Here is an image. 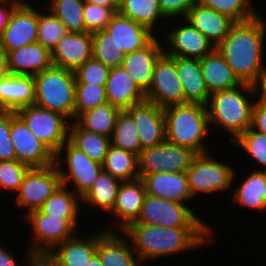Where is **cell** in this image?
<instances>
[{
  "instance_id": "obj_41",
  "label": "cell",
  "mask_w": 266,
  "mask_h": 266,
  "mask_svg": "<svg viewBox=\"0 0 266 266\" xmlns=\"http://www.w3.org/2000/svg\"><path fill=\"white\" fill-rule=\"evenodd\" d=\"M197 3L225 14L235 22H246L259 14L251 0H197Z\"/></svg>"
},
{
  "instance_id": "obj_51",
  "label": "cell",
  "mask_w": 266,
  "mask_h": 266,
  "mask_svg": "<svg viewBox=\"0 0 266 266\" xmlns=\"http://www.w3.org/2000/svg\"><path fill=\"white\" fill-rule=\"evenodd\" d=\"M7 6V7H6ZM18 6L12 1L0 0V38L1 33L5 30L13 10Z\"/></svg>"
},
{
  "instance_id": "obj_33",
  "label": "cell",
  "mask_w": 266,
  "mask_h": 266,
  "mask_svg": "<svg viewBox=\"0 0 266 266\" xmlns=\"http://www.w3.org/2000/svg\"><path fill=\"white\" fill-rule=\"evenodd\" d=\"M102 169L121 182L138 179V155L110 145Z\"/></svg>"
},
{
  "instance_id": "obj_50",
  "label": "cell",
  "mask_w": 266,
  "mask_h": 266,
  "mask_svg": "<svg viewBox=\"0 0 266 266\" xmlns=\"http://www.w3.org/2000/svg\"><path fill=\"white\" fill-rule=\"evenodd\" d=\"M250 128L266 135V104L260 99L253 105Z\"/></svg>"
},
{
  "instance_id": "obj_31",
  "label": "cell",
  "mask_w": 266,
  "mask_h": 266,
  "mask_svg": "<svg viewBox=\"0 0 266 266\" xmlns=\"http://www.w3.org/2000/svg\"><path fill=\"white\" fill-rule=\"evenodd\" d=\"M120 184V180L102 170L80 200L109 214L114 208Z\"/></svg>"
},
{
  "instance_id": "obj_47",
  "label": "cell",
  "mask_w": 266,
  "mask_h": 266,
  "mask_svg": "<svg viewBox=\"0 0 266 266\" xmlns=\"http://www.w3.org/2000/svg\"><path fill=\"white\" fill-rule=\"evenodd\" d=\"M29 169L17 160L0 161V190L17 192Z\"/></svg>"
},
{
  "instance_id": "obj_10",
  "label": "cell",
  "mask_w": 266,
  "mask_h": 266,
  "mask_svg": "<svg viewBox=\"0 0 266 266\" xmlns=\"http://www.w3.org/2000/svg\"><path fill=\"white\" fill-rule=\"evenodd\" d=\"M66 153V168H61V159ZM55 164L58 168L62 185L68 187L73 183L76 194L81 198L94 183L103 170L102 164L90 159L83 151L67 140L55 155ZM60 164V165H59Z\"/></svg>"
},
{
  "instance_id": "obj_1",
  "label": "cell",
  "mask_w": 266,
  "mask_h": 266,
  "mask_svg": "<svg viewBox=\"0 0 266 266\" xmlns=\"http://www.w3.org/2000/svg\"><path fill=\"white\" fill-rule=\"evenodd\" d=\"M265 39L266 21L258 14L249 21L236 22L216 46L241 83L257 87L266 78L262 58Z\"/></svg>"
},
{
  "instance_id": "obj_2",
  "label": "cell",
  "mask_w": 266,
  "mask_h": 266,
  "mask_svg": "<svg viewBox=\"0 0 266 266\" xmlns=\"http://www.w3.org/2000/svg\"><path fill=\"white\" fill-rule=\"evenodd\" d=\"M132 242L140 262L190 251L210 242V227H161L130 224L122 231Z\"/></svg>"
},
{
  "instance_id": "obj_22",
  "label": "cell",
  "mask_w": 266,
  "mask_h": 266,
  "mask_svg": "<svg viewBox=\"0 0 266 266\" xmlns=\"http://www.w3.org/2000/svg\"><path fill=\"white\" fill-rule=\"evenodd\" d=\"M146 195L144 182L141 178L121 182L113 210L109 213L118 219L117 227L124 231L130 224L134 223L141 211Z\"/></svg>"
},
{
  "instance_id": "obj_52",
  "label": "cell",
  "mask_w": 266,
  "mask_h": 266,
  "mask_svg": "<svg viewBox=\"0 0 266 266\" xmlns=\"http://www.w3.org/2000/svg\"><path fill=\"white\" fill-rule=\"evenodd\" d=\"M0 246V266H21L16 262L14 256L8 250L1 248Z\"/></svg>"
},
{
  "instance_id": "obj_21",
  "label": "cell",
  "mask_w": 266,
  "mask_h": 266,
  "mask_svg": "<svg viewBox=\"0 0 266 266\" xmlns=\"http://www.w3.org/2000/svg\"><path fill=\"white\" fill-rule=\"evenodd\" d=\"M160 43L155 37L146 47L126 54L121 65L144 94L151 86L155 63L165 51Z\"/></svg>"
},
{
  "instance_id": "obj_7",
  "label": "cell",
  "mask_w": 266,
  "mask_h": 266,
  "mask_svg": "<svg viewBox=\"0 0 266 266\" xmlns=\"http://www.w3.org/2000/svg\"><path fill=\"white\" fill-rule=\"evenodd\" d=\"M192 199L196 193H215L230 189L237 174L233 167L209 156V152L197 154L186 171Z\"/></svg>"
},
{
  "instance_id": "obj_55",
  "label": "cell",
  "mask_w": 266,
  "mask_h": 266,
  "mask_svg": "<svg viewBox=\"0 0 266 266\" xmlns=\"http://www.w3.org/2000/svg\"><path fill=\"white\" fill-rule=\"evenodd\" d=\"M257 90L259 95L258 98L266 104V78L257 86Z\"/></svg>"
},
{
  "instance_id": "obj_26",
  "label": "cell",
  "mask_w": 266,
  "mask_h": 266,
  "mask_svg": "<svg viewBox=\"0 0 266 266\" xmlns=\"http://www.w3.org/2000/svg\"><path fill=\"white\" fill-rule=\"evenodd\" d=\"M35 102L33 76L7 74L0 78V110L17 112Z\"/></svg>"
},
{
  "instance_id": "obj_49",
  "label": "cell",
  "mask_w": 266,
  "mask_h": 266,
  "mask_svg": "<svg viewBox=\"0 0 266 266\" xmlns=\"http://www.w3.org/2000/svg\"><path fill=\"white\" fill-rule=\"evenodd\" d=\"M196 2L197 0H159V6L167 20L174 19L176 16L185 18Z\"/></svg>"
},
{
  "instance_id": "obj_45",
  "label": "cell",
  "mask_w": 266,
  "mask_h": 266,
  "mask_svg": "<svg viewBox=\"0 0 266 266\" xmlns=\"http://www.w3.org/2000/svg\"><path fill=\"white\" fill-rule=\"evenodd\" d=\"M115 13L110 7L84 2L83 17L85 32L93 34L105 30Z\"/></svg>"
},
{
  "instance_id": "obj_12",
  "label": "cell",
  "mask_w": 266,
  "mask_h": 266,
  "mask_svg": "<svg viewBox=\"0 0 266 266\" xmlns=\"http://www.w3.org/2000/svg\"><path fill=\"white\" fill-rule=\"evenodd\" d=\"M145 98L161 108L185 104L183 86L176 72V57L168 56L165 52L159 57Z\"/></svg>"
},
{
  "instance_id": "obj_30",
  "label": "cell",
  "mask_w": 266,
  "mask_h": 266,
  "mask_svg": "<svg viewBox=\"0 0 266 266\" xmlns=\"http://www.w3.org/2000/svg\"><path fill=\"white\" fill-rule=\"evenodd\" d=\"M200 67L205 86L210 94L233 89L242 84L216 48L200 59Z\"/></svg>"
},
{
  "instance_id": "obj_4",
  "label": "cell",
  "mask_w": 266,
  "mask_h": 266,
  "mask_svg": "<svg viewBox=\"0 0 266 266\" xmlns=\"http://www.w3.org/2000/svg\"><path fill=\"white\" fill-rule=\"evenodd\" d=\"M164 110L166 140L182 147L191 149L196 154L209 152L205 144L209 127L206 105L185 103L171 105Z\"/></svg>"
},
{
  "instance_id": "obj_35",
  "label": "cell",
  "mask_w": 266,
  "mask_h": 266,
  "mask_svg": "<svg viewBox=\"0 0 266 266\" xmlns=\"http://www.w3.org/2000/svg\"><path fill=\"white\" fill-rule=\"evenodd\" d=\"M73 123H69L68 140L90 159L102 164L111 145L110 138L86 131L76 122Z\"/></svg>"
},
{
  "instance_id": "obj_48",
  "label": "cell",
  "mask_w": 266,
  "mask_h": 266,
  "mask_svg": "<svg viewBox=\"0 0 266 266\" xmlns=\"http://www.w3.org/2000/svg\"><path fill=\"white\" fill-rule=\"evenodd\" d=\"M16 160L10 137V112L0 110V161Z\"/></svg>"
},
{
  "instance_id": "obj_17",
  "label": "cell",
  "mask_w": 266,
  "mask_h": 266,
  "mask_svg": "<svg viewBox=\"0 0 266 266\" xmlns=\"http://www.w3.org/2000/svg\"><path fill=\"white\" fill-rule=\"evenodd\" d=\"M93 57L92 34L68 32L51 52L54 66L75 72Z\"/></svg>"
},
{
  "instance_id": "obj_44",
  "label": "cell",
  "mask_w": 266,
  "mask_h": 266,
  "mask_svg": "<svg viewBox=\"0 0 266 266\" xmlns=\"http://www.w3.org/2000/svg\"><path fill=\"white\" fill-rule=\"evenodd\" d=\"M107 103L105 86L76 84L75 119L84 111Z\"/></svg>"
},
{
  "instance_id": "obj_25",
  "label": "cell",
  "mask_w": 266,
  "mask_h": 266,
  "mask_svg": "<svg viewBox=\"0 0 266 266\" xmlns=\"http://www.w3.org/2000/svg\"><path fill=\"white\" fill-rule=\"evenodd\" d=\"M112 229L106 228L98 233L96 254L103 266H139L140 260L137 255L134 256L126 235L123 232L120 235L116 228Z\"/></svg>"
},
{
  "instance_id": "obj_46",
  "label": "cell",
  "mask_w": 266,
  "mask_h": 266,
  "mask_svg": "<svg viewBox=\"0 0 266 266\" xmlns=\"http://www.w3.org/2000/svg\"><path fill=\"white\" fill-rule=\"evenodd\" d=\"M110 68L92 57L75 72L76 84L106 86Z\"/></svg>"
},
{
  "instance_id": "obj_40",
  "label": "cell",
  "mask_w": 266,
  "mask_h": 266,
  "mask_svg": "<svg viewBox=\"0 0 266 266\" xmlns=\"http://www.w3.org/2000/svg\"><path fill=\"white\" fill-rule=\"evenodd\" d=\"M93 57L112 69L120 67L125 53L114 42L111 35L105 30L92 34Z\"/></svg>"
},
{
  "instance_id": "obj_34",
  "label": "cell",
  "mask_w": 266,
  "mask_h": 266,
  "mask_svg": "<svg viewBox=\"0 0 266 266\" xmlns=\"http://www.w3.org/2000/svg\"><path fill=\"white\" fill-rule=\"evenodd\" d=\"M266 191V171L258 168L240 183L234 191V201L241 206L263 211L264 195Z\"/></svg>"
},
{
  "instance_id": "obj_56",
  "label": "cell",
  "mask_w": 266,
  "mask_h": 266,
  "mask_svg": "<svg viewBox=\"0 0 266 266\" xmlns=\"http://www.w3.org/2000/svg\"><path fill=\"white\" fill-rule=\"evenodd\" d=\"M6 1H12L17 3L18 5H29V3L27 2L28 0H6ZM27 2V3H26Z\"/></svg>"
},
{
  "instance_id": "obj_43",
  "label": "cell",
  "mask_w": 266,
  "mask_h": 266,
  "mask_svg": "<svg viewBox=\"0 0 266 266\" xmlns=\"http://www.w3.org/2000/svg\"><path fill=\"white\" fill-rule=\"evenodd\" d=\"M232 144L242 147L246 153L255 160L256 163L266 171V135L251 129L250 127L240 136H238Z\"/></svg>"
},
{
  "instance_id": "obj_39",
  "label": "cell",
  "mask_w": 266,
  "mask_h": 266,
  "mask_svg": "<svg viewBox=\"0 0 266 266\" xmlns=\"http://www.w3.org/2000/svg\"><path fill=\"white\" fill-rule=\"evenodd\" d=\"M84 0H51L48 9L64 24L68 32H85Z\"/></svg>"
},
{
  "instance_id": "obj_9",
  "label": "cell",
  "mask_w": 266,
  "mask_h": 266,
  "mask_svg": "<svg viewBox=\"0 0 266 266\" xmlns=\"http://www.w3.org/2000/svg\"><path fill=\"white\" fill-rule=\"evenodd\" d=\"M26 123L28 129L43 142L55 155L68 140V119L56 112L29 105L16 112Z\"/></svg>"
},
{
  "instance_id": "obj_13",
  "label": "cell",
  "mask_w": 266,
  "mask_h": 266,
  "mask_svg": "<svg viewBox=\"0 0 266 266\" xmlns=\"http://www.w3.org/2000/svg\"><path fill=\"white\" fill-rule=\"evenodd\" d=\"M10 137L16 160L29 168H45L55 164V154L32 132L23 119L10 112Z\"/></svg>"
},
{
  "instance_id": "obj_37",
  "label": "cell",
  "mask_w": 266,
  "mask_h": 266,
  "mask_svg": "<svg viewBox=\"0 0 266 266\" xmlns=\"http://www.w3.org/2000/svg\"><path fill=\"white\" fill-rule=\"evenodd\" d=\"M78 198V199H77ZM80 197L68 187L60 185L56 191L43 203L39 210L51 217L62 219H77L79 214Z\"/></svg>"
},
{
  "instance_id": "obj_20",
  "label": "cell",
  "mask_w": 266,
  "mask_h": 266,
  "mask_svg": "<svg viewBox=\"0 0 266 266\" xmlns=\"http://www.w3.org/2000/svg\"><path fill=\"white\" fill-rule=\"evenodd\" d=\"M125 54L146 47L154 38L147 26L116 12L105 29Z\"/></svg>"
},
{
  "instance_id": "obj_24",
  "label": "cell",
  "mask_w": 266,
  "mask_h": 266,
  "mask_svg": "<svg viewBox=\"0 0 266 266\" xmlns=\"http://www.w3.org/2000/svg\"><path fill=\"white\" fill-rule=\"evenodd\" d=\"M184 20L207 37L215 47L228 36L236 23L229 16L197 2L189 9Z\"/></svg>"
},
{
  "instance_id": "obj_11",
  "label": "cell",
  "mask_w": 266,
  "mask_h": 266,
  "mask_svg": "<svg viewBox=\"0 0 266 266\" xmlns=\"http://www.w3.org/2000/svg\"><path fill=\"white\" fill-rule=\"evenodd\" d=\"M196 155L189 148L165 140L158 146L142 150L139 154V178L160 172H186Z\"/></svg>"
},
{
  "instance_id": "obj_5",
  "label": "cell",
  "mask_w": 266,
  "mask_h": 266,
  "mask_svg": "<svg viewBox=\"0 0 266 266\" xmlns=\"http://www.w3.org/2000/svg\"><path fill=\"white\" fill-rule=\"evenodd\" d=\"M33 78L34 105L59 113L69 121H74L76 88L74 72L52 65Z\"/></svg>"
},
{
  "instance_id": "obj_19",
  "label": "cell",
  "mask_w": 266,
  "mask_h": 266,
  "mask_svg": "<svg viewBox=\"0 0 266 266\" xmlns=\"http://www.w3.org/2000/svg\"><path fill=\"white\" fill-rule=\"evenodd\" d=\"M184 23L170 29L164 42H168L170 50L164 52L171 57L203 59L216 48L215 45L187 20Z\"/></svg>"
},
{
  "instance_id": "obj_28",
  "label": "cell",
  "mask_w": 266,
  "mask_h": 266,
  "mask_svg": "<svg viewBox=\"0 0 266 266\" xmlns=\"http://www.w3.org/2000/svg\"><path fill=\"white\" fill-rule=\"evenodd\" d=\"M105 89L107 103L122 111L146 100L145 94L122 66L110 69Z\"/></svg>"
},
{
  "instance_id": "obj_15",
  "label": "cell",
  "mask_w": 266,
  "mask_h": 266,
  "mask_svg": "<svg viewBox=\"0 0 266 266\" xmlns=\"http://www.w3.org/2000/svg\"><path fill=\"white\" fill-rule=\"evenodd\" d=\"M29 5H18L12 12L0 42L6 53L37 42L38 10Z\"/></svg>"
},
{
  "instance_id": "obj_18",
  "label": "cell",
  "mask_w": 266,
  "mask_h": 266,
  "mask_svg": "<svg viewBox=\"0 0 266 266\" xmlns=\"http://www.w3.org/2000/svg\"><path fill=\"white\" fill-rule=\"evenodd\" d=\"M76 236L56 246L39 262V266H87L96 254L98 233L85 239Z\"/></svg>"
},
{
  "instance_id": "obj_16",
  "label": "cell",
  "mask_w": 266,
  "mask_h": 266,
  "mask_svg": "<svg viewBox=\"0 0 266 266\" xmlns=\"http://www.w3.org/2000/svg\"><path fill=\"white\" fill-rule=\"evenodd\" d=\"M133 119L142 150L166 140L164 110L147 100L125 110Z\"/></svg>"
},
{
  "instance_id": "obj_42",
  "label": "cell",
  "mask_w": 266,
  "mask_h": 266,
  "mask_svg": "<svg viewBox=\"0 0 266 266\" xmlns=\"http://www.w3.org/2000/svg\"><path fill=\"white\" fill-rule=\"evenodd\" d=\"M49 14H42L38 11V30L37 42L47 50H52L57 45L58 41L68 33L64 24L47 9Z\"/></svg>"
},
{
  "instance_id": "obj_38",
  "label": "cell",
  "mask_w": 266,
  "mask_h": 266,
  "mask_svg": "<svg viewBox=\"0 0 266 266\" xmlns=\"http://www.w3.org/2000/svg\"><path fill=\"white\" fill-rule=\"evenodd\" d=\"M111 145L139 156L142 152L137 127L132 117L124 110L121 111L110 138Z\"/></svg>"
},
{
  "instance_id": "obj_23",
  "label": "cell",
  "mask_w": 266,
  "mask_h": 266,
  "mask_svg": "<svg viewBox=\"0 0 266 266\" xmlns=\"http://www.w3.org/2000/svg\"><path fill=\"white\" fill-rule=\"evenodd\" d=\"M146 194L171 202L183 203L192 198L186 172H160L141 177Z\"/></svg>"
},
{
  "instance_id": "obj_3",
  "label": "cell",
  "mask_w": 266,
  "mask_h": 266,
  "mask_svg": "<svg viewBox=\"0 0 266 266\" xmlns=\"http://www.w3.org/2000/svg\"><path fill=\"white\" fill-rule=\"evenodd\" d=\"M258 94L256 86L242 83L236 88L210 94L207 106L209 125L223 127L234 141L251 126L254 102L247 96ZM247 95V96H246Z\"/></svg>"
},
{
  "instance_id": "obj_14",
  "label": "cell",
  "mask_w": 266,
  "mask_h": 266,
  "mask_svg": "<svg viewBox=\"0 0 266 266\" xmlns=\"http://www.w3.org/2000/svg\"><path fill=\"white\" fill-rule=\"evenodd\" d=\"M61 177L56 164L45 168H30L17 190L18 207L39 209L61 185Z\"/></svg>"
},
{
  "instance_id": "obj_6",
  "label": "cell",
  "mask_w": 266,
  "mask_h": 266,
  "mask_svg": "<svg viewBox=\"0 0 266 266\" xmlns=\"http://www.w3.org/2000/svg\"><path fill=\"white\" fill-rule=\"evenodd\" d=\"M26 217L33 232V243L27 252L28 266H39L56 246L74 236L78 225L77 219L51 217L39 209L27 212Z\"/></svg>"
},
{
  "instance_id": "obj_36",
  "label": "cell",
  "mask_w": 266,
  "mask_h": 266,
  "mask_svg": "<svg viewBox=\"0 0 266 266\" xmlns=\"http://www.w3.org/2000/svg\"><path fill=\"white\" fill-rule=\"evenodd\" d=\"M118 12L129 17L135 22L141 23L154 31L156 22L164 19L161 12L159 0H121Z\"/></svg>"
},
{
  "instance_id": "obj_29",
  "label": "cell",
  "mask_w": 266,
  "mask_h": 266,
  "mask_svg": "<svg viewBox=\"0 0 266 266\" xmlns=\"http://www.w3.org/2000/svg\"><path fill=\"white\" fill-rule=\"evenodd\" d=\"M176 72L183 86L185 103L207 105L210 93L204 83L200 59L176 57Z\"/></svg>"
},
{
  "instance_id": "obj_8",
  "label": "cell",
  "mask_w": 266,
  "mask_h": 266,
  "mask_svg": "<svg viewBox=\"0 0 266 266\" xmlns=\"http://www.w3.org/2000/svg\"><path fill=\"white\" fill-rule=\"evenodd\" d=\"M132 224L161 227H210L183 203L145 195L137 220Z\"/></svg>"
},
{
  "instance_id": "obj_57",
  "label": "cell",
  "mask_w": 266,
  "mask_h": 266,
  "mask_svg": "<svg viewBox=\"0 0 266 266\" xmlns=\"http://www.w3.org/2000/svg\"><path fill=\"white\" fill-rule=\"evenodd\" d=\"M266 210V191L264 195V202H263V211Z\"/></svg>"
},
{
  "instance_id": "obj_32",
  "label": "cell",
  "mask_w": 266,
  "mask_h": 266,
  "mask_svg": "<svg viewBox=\"0 0 266 266\" xmlns=\"http://www.w3.org/2000/svg\"><path fill=\"white\" fill-rule=\"evenodd\" d=\"M121 111V109L105 103L82 112L75 122L86 131L111 138Z\"/></svg>"
},
{
  "instance_id": "obj_53",
  "label": "cell",
  "mask_w": 266,
  "mask_h": 266,
  "mask_svg": "<svg viewBox=\"0 0 266 266\" xmlns=\"http://www.w3.org/2000/svg\"><path fill=\"white\" fill-rule=\"evenodd\" d=\"M9 74L7 53L0 42V78Z\"/></svg>"
},
{
  "instance_id": "obj_54",
  "label": "cell",
  "mask_w": 266,
  "mask_h": 266,
  "mask_svg": "<svg viewBox=\"0 0 266 266\" xmlns=\"http://www.w3.org/2000/svg\"><path fill=\"white\" fill-rule=\"evenodd\" d=\"M97 5H102L112 8L115 12H118L119 3L117 0H84Z\"/></svg>"
},
{
  "instance_id": "obj_27",
  "label": "cell",
  "mask_w": 266,
  "mask_h": 266,
  "mask_svg": "<svg viewBox=\"0 0 266 266\" xmlns=\"http://www.w3.org/2000/svg\"><path fill=\"white\" fill-rule=\"evenodd\" d=\"M7 61L10 74L24 76H35L53 65L51 52L38 42L9 51Z\"/></svg>"
}]
</instances>
